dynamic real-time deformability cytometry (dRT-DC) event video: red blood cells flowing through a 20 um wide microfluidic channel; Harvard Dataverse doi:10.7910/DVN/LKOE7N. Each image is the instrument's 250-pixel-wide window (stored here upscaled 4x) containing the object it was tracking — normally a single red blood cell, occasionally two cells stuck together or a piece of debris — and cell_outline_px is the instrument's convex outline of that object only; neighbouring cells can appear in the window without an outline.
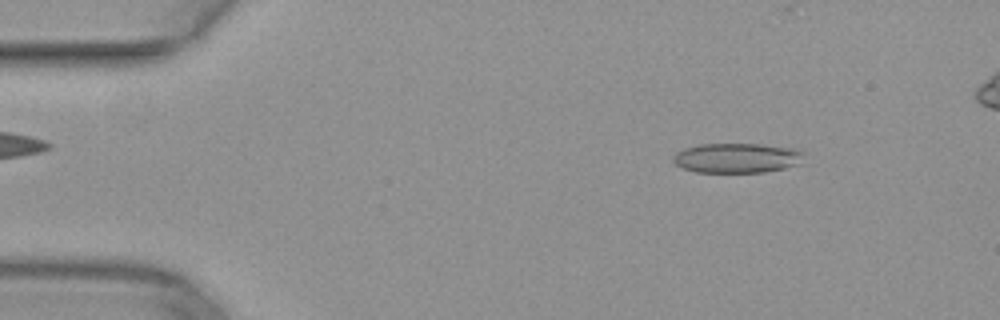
{"species": "common noctule bat (a hibernating species)", "species_latin": "Nyctalus noctula", "temperature_condition": "warm", "stored_images_in_passage": 7, "camera_frame_rate_fps": 3000, "um_per_image_px": 0.085, "animal": {"sex": "female", "body_mass_g": 29.2, "forearm_length_mm": 56.3}, "frame": {"image": 1, "passage_image": 2, "time_ms": 0.333, "image_size_px": [1000, 320], "cell_outline_px": [[804, 152], [800, 164], [784, 168], [764, 172], [696, 172], [680, 168], [672, 160], [672, 156], [676, 152], [684, 148], [700, 144], [760, 144], [792, 148]], "centroid_in_image_um": [62.6, 13.43], "position_along_channel_um": 22.4, "area_um2": 22.77}}